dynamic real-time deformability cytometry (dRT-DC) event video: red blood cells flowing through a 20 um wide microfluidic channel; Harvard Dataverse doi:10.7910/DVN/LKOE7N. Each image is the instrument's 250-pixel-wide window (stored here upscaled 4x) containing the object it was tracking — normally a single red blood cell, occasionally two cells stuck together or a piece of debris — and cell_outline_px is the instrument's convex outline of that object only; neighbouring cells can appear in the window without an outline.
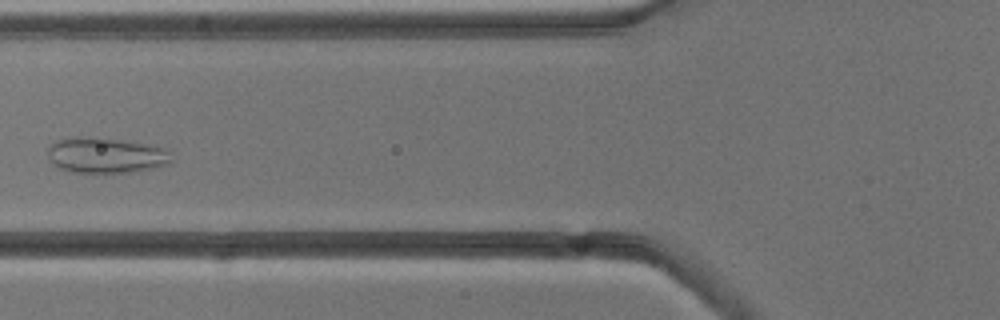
{"species": "common noctule bat (a hibernating species)", "species_latin": "Nyctalus noctula", "temperature_condition": "cold", "stored_images_in_passage": 6, "camera_frame_rate_fps": 3000, "um_per_image_px": 0.085, "animal": {"sex": "male", "body_mass_g": 13.3}, "frame": {"image": 1, "passage_image": 6, "time_ms": 6.667, "image_size_px": [1000, 320], "cell_outline_px": [[172, 164], [156, 168], [132, 172], [72, 172], [60, 168], [48, 156], [48, 148], [56, 140], [72, 136], [96, 136], [124, 140], [168, 148], [172, 160]], "centroid_in_image_um": [9.06, 13.18], "position_along_channel_um": 116.7, "area_um2": 26.01}}